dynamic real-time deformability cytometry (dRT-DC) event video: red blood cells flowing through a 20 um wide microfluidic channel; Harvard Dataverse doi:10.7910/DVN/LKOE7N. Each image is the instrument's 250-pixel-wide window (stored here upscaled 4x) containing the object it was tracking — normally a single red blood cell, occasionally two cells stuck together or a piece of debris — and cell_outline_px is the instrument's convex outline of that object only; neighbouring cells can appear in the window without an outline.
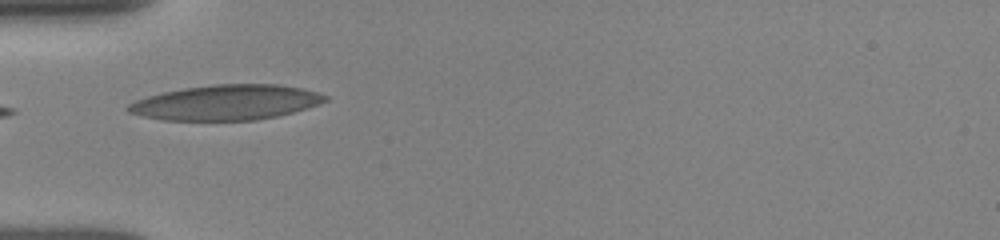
{"species": "human", "species_latin": "Homo sapiens", "temperature_condition": "room temperature", "stored_images_in_passage": 31, "camera_frame_rate_fps": 3000, "um_per_image_px": 0.085, "donor": {"sex": "female"}, "frame": {"image": 1, "passage_image": 1, "time_ms": 0.0, "image_size_px": [1000, 240], "cell_outline_px": [[328, 100], [320, 104], [292, 112], [276, 116], [256, 120], [164, 120], [144, 116], [128, 112], [124, 108], [128, 104], [136, 100], [148, 96], [164, 92], [184, 88], [212, 84], [280, 84], [304, 88], [328, 96]], "centroid_in_image_um": [19.24, 8.7], "position_along_channel_um": 65.8, "area_um2": 40.29}}
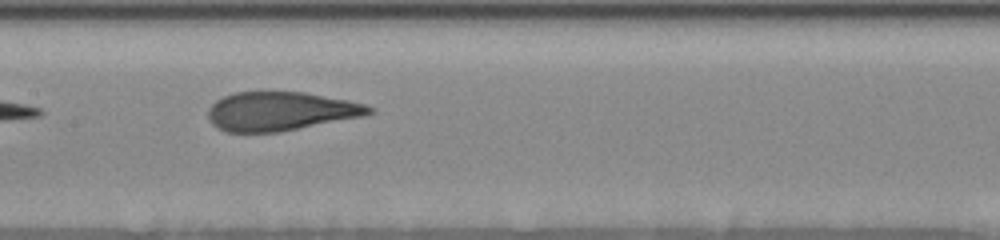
{"frame": {"image": 2, "passage_image": 10, "time_ms": 3.0, "image_size_px": [1000, 240], "cell_outline_px": [[372, 112], [360, 116], [280, 132], [224, 132], [216, 128], [208, 120], [208, 108], [216, 100], [224, 96], [236, 92], [304, 92], [348, 100], [364, 104], [372, 108]], "centroid_in_image_um": [23.76, 9.46], "position_along_channel_um": 183.6, "area_um2": 36.18}}
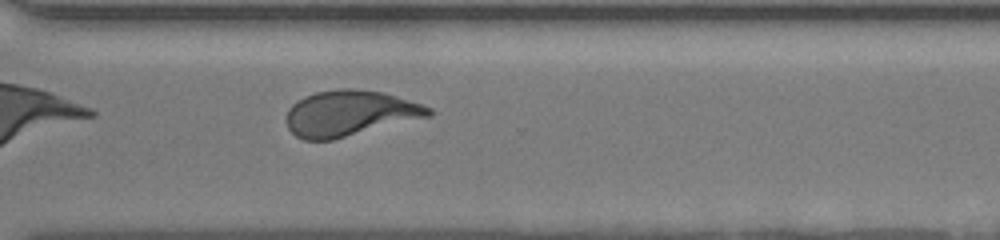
{"frame": {"image": 3, "passage_image": 22, "time_ms": 7.0, "image_size_px": [1000, 240], "cell_outline_px": [[432, 116], [332, 140], [304, 140], [296, 136], [288, 128], [288, 108], [292, 104], [304, 96], [316, 92], [340, 88], [352, 88], [384, 92], [432, 108]], "centroid_in_image_um": [29.74, 9.63], "position_along_channel_um": 340.9, "area_um2": 37.8}, "authors_computed_cell_mechanics": {"area_um2": 37.6856, "velocity_mm_per_s": 3.954, "shape_relaxation_time_tau1_ms": 5.2983, "shape_relaxation_time_tau2_ms": 1.0855, "deformation_change_tau1": 0.2149, "deformation_change_tau2": 0.0812}}